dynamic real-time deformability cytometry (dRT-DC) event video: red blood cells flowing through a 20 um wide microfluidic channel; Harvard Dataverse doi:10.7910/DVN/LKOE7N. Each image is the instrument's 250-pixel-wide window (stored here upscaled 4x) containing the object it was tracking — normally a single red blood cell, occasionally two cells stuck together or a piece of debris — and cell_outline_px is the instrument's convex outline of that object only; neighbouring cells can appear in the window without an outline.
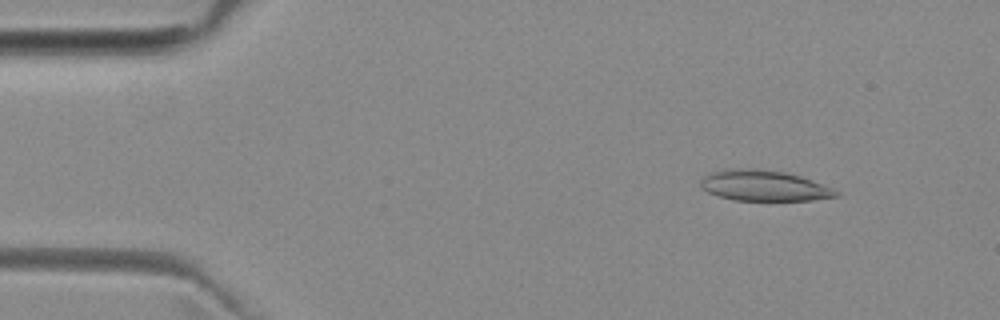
{"species": "common noctule bat (a hibernating species)", "species_latin": "Nyctalus noctula", "temperature_condition": "room temperature", "stored_images_in_passage": 4, "camera_frame_rate_fps": 3000, "um_per_image_px": 0.085, "animal": {"sex": "female", "body_mass_g": 29.2, "forearm_length_mm": 56.3}, "frame": {"image": 1, "passage_image": 2, "time_ms": 1.0, "image_size_px": [1000, 320], "cell_outline_px": [[840, 192], [836, 196], [812, 200], [736, 200], [720, 196], [708, 192], [700, 184], [700, 180], [704, 176], [712, 172], [728, 168], [756, 168], [784, 172], [800, 176], [832, 188]], "centroid_in_image_um": [64.91, 15.77], "position_along_channel_um": 20.1, "area_um2": 23.93}}